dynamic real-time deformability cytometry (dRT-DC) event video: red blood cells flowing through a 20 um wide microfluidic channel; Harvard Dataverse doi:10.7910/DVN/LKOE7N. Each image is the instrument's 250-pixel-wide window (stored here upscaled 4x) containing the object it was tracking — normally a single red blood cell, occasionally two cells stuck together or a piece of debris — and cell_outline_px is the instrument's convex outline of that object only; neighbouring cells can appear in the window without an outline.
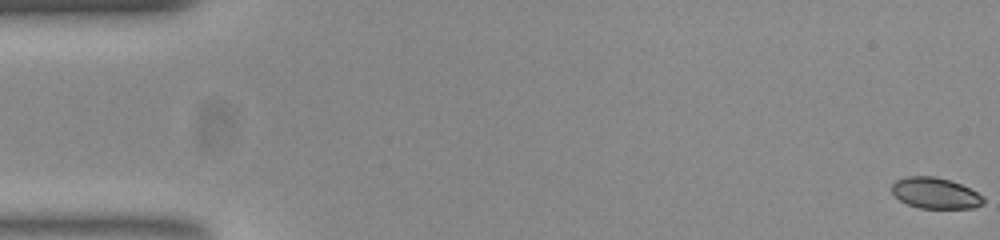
{"species": "common noctule bat (a hibernating species)", "species_latin": "Nyctalus noctula", "temperature_condition": "room temperature", "stored_images_in_passage": 53, "camera_frame_rate_fps": 3000, "um_per_image_px": 0.085, "animal": {"sex": "female", "body_mass_g": 23.0, "forearm_length_mm": 53.4}, "frame": {"image": 1, "passage_image": 1, "time_ms": 0.0, "image_size_px": [1000, 240], "cell_outline_px": [[984, 204], [972, 208], [920, 208], [908, 204], [900, 200], [892, 192], [892, 184], [896, 180], [908, 176], [936, 176], [960, 184], [984, 196]], "centroid_in_image_um": [79.5, 16.42], "position_along_channel_um": 5.5, "area_um2": 16.42}}
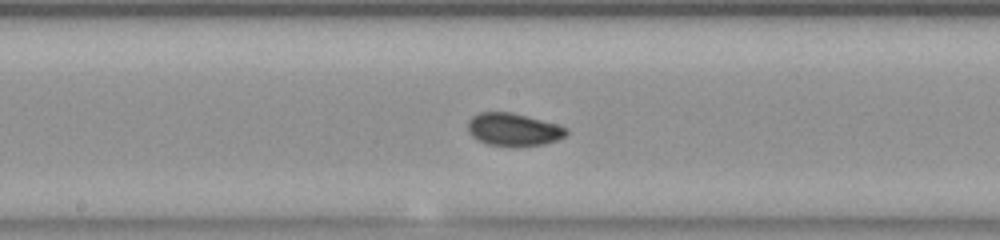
{"frame": {"image": 2, "passage_image": 28, "time_ms": 9.0, "image_size_px": [1000, 240], "cell_outline_px": [[568, 132], [564, 136], [556, 140], [544, 144], [512, 148], [488, 144], [472, 136], [468, 128], [468, 120], [472, 116], [480, 112], [512, 112], [556, 124], [568, 128]], "centroid_in_image_um": [43.64, 11.02], "position_along_channel_um": 204.6, "area_um2": 18.9}}
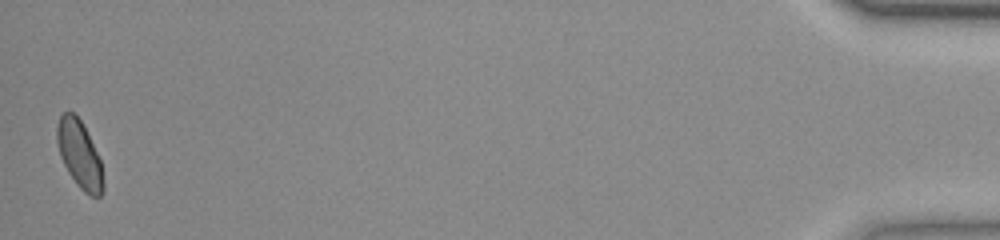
{"frame": {"image": 3, "passage_image": 53, "time_ms": 17.333, "image_size_px": [1000, 240], "cell_outline_px": [[104, 192], [100, 196], [88, 196], [76, 184], [68, 172], [60, 156], [56, 140], [56, 128], [60, 116], [64, 112], [72, 112], [80, 120], [100, 160], [104, 180]], "centroid_in_image_um": [6.75, 13.18], "position_along_channel_um": 428.5, "area_um2": 17.98}, "authors_computed_cell_mechanics": {"area_um2": 18.0914, "velocity_mm_per_s": 3.8703, "shape_relaxation_time_tau1_ms": 3.8289, "shape_relaxation_time_tau2_ms": 1.4951, "deformation_change_tau1": 0.0899, "deformation_change_tau2": 0.0511}}